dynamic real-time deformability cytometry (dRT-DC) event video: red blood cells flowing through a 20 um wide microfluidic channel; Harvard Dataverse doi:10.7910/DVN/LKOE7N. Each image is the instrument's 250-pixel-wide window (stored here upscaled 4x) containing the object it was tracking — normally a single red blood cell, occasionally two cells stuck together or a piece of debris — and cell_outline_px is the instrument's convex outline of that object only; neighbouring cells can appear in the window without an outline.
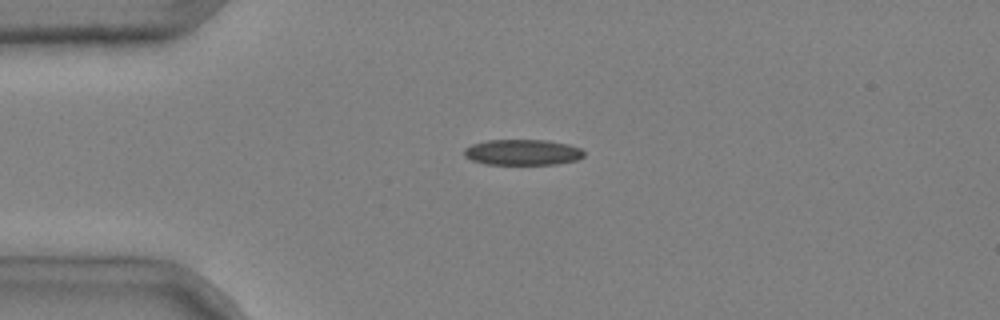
{"species": "common noctule bat (a hibernating species)", "species_latin": "Nyctalus noctula", "temperature_condition": "cold", "stored_images_in_passage": 4, "camera_frame_rate_fps": 3000, "um_per_image_px": 0.085, "animal": {"sex": "male", "body_mass_g": 20.4}, "frame": {"image": 1, "passage_image": 3, "time_ms": 0.667, "image_size_px": [1000, 320], "cell_outline_px": [[584, 156], [576, 160], [556, 164], [484, 164], [472, 160], [464, 156], [464, 148], [472, 144], [488, 140], [548, 140], [568, 144], [580, 148], [584, 152]], "centroid_in_image_um": [44.41, 12.94], "position_along_channel_um": 40.6, "area_um2": 17.98}}